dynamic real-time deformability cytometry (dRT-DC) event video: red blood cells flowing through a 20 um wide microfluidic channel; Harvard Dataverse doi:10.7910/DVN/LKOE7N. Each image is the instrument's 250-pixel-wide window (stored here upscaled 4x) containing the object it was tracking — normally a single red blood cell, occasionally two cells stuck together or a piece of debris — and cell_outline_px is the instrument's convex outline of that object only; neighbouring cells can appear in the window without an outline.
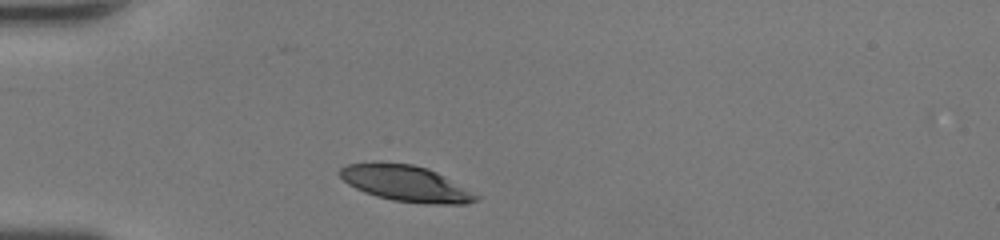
{"species": "human", "species_latin": "Homo sapiens", "temperature_condition": "room temperature", "stored_images_in_passage": 26, "camera_frame_rate_fps": 3000, "um_per_image_px": 0.085, "donor": {"sex": "female"}, "frame": {"image": 1, "passage_image": 1, "time_ms": 0.0, "image_size_px": [1000, 240], "cell_outline_px": [[480, 200], [464, 204], [432, 204], [392, 200], [376, 196], [364, 192], [348, 184], [336, 172], [340, 168], [348, 164], [372, 160], [376, 160], [412, 164], [428, 168], [444, 176], [480, 196]], "centroid_in_image_um": [34.44, 15.56], "position_along_channel_um": 50.6, "area_um2": 28.96}}
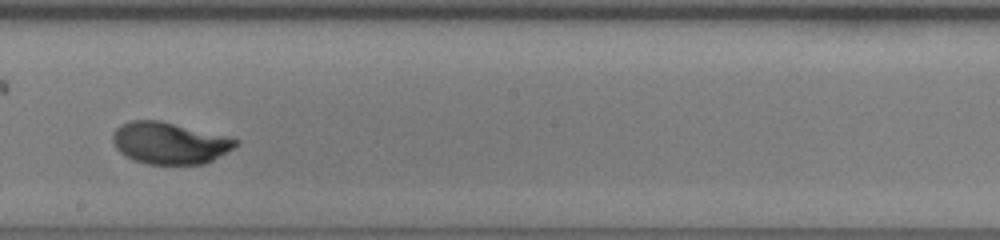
{"frame": {"image": 2, "passage_image": 15, "time_ms": 4.667, "image_size_px": [1000, 240], "cell_outline_px": [[240, 144], [212, 160], [204, 164], [148, 164], [132, 160], [124, 156], [116, 148], [112, 140], [112, 136], [116, 128], [120, 124], [132, 120], [160, 120], [240, 140]], "centroid_in_image_um": [14.37, 12.16], "position_along_channel_um": 233.8, "area_um2": 29.82}}
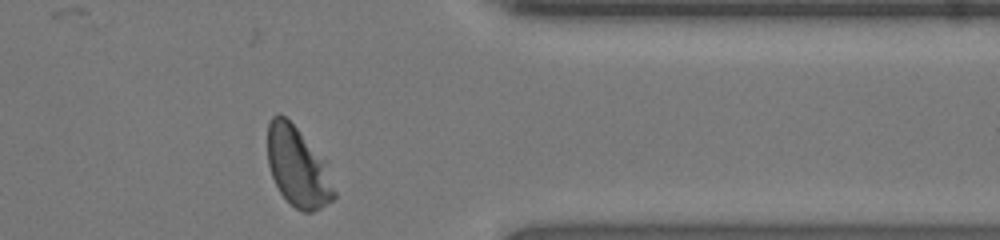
{"frame": {"image": 3, "passage_image": 26, "time_ms": 8.333, "image_size_px": [1000, 240], "cell_outline_px": [[336, 196], [332, 200], [320, 208], [312, 212], [304, 212], [296, 208], [280, 192], [272, 176], [268, 164], [268, 124], [272, 116], [280, 112], [296, 128], [324, 160], [336, 192]], "centroid_in_image_um": [25.3, 14.2], "position_along_channel_um": 386.1, "area_um2": 30.29}, "authors_computed_cell_mechanics": {"area_um2": 30.3161, "velocity_mm_per_s": 4.413, "shape_relaxation_time_tau1_ms": 2.8484, "shape_relaxation_time_tau2_ms": null, "deformation_change_tau1": 0.1601, "deformation_change_tau2": null}}